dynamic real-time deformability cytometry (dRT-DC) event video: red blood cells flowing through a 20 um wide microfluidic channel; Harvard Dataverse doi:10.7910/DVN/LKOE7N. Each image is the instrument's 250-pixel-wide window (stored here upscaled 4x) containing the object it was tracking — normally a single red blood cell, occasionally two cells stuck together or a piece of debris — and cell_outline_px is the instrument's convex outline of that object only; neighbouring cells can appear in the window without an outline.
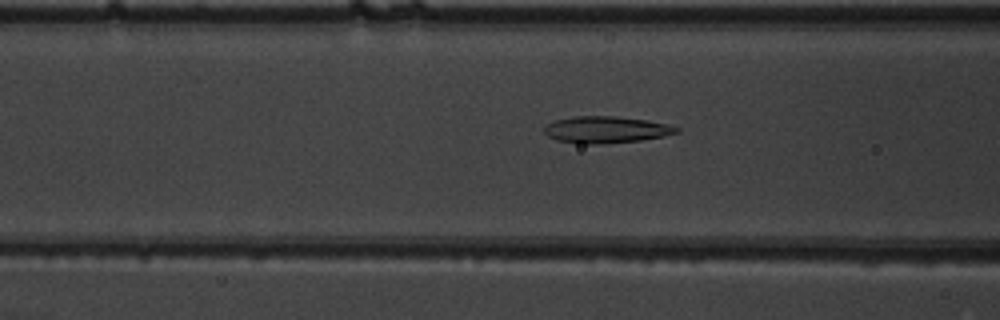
{"species": "common noctule bat (a hibernating species)", "species_latin": "Nyctalus noctula", "temperature_condition": "warm", "stored_images_in_passage": 52, "camera_frame_rate_fps": 3000, "um_per_image_px": 0.085, "animal": {"sex": "male", "body_mass_g": 19.5, "forearm_length_mm": 54.6}, "frame": {"image": 1, "passage_image": 21, "time_ms": 6.667, "image_size_px": [1000, 320], "cell_outline_px": [[680, 132], [664, 136], [640, 140], [604, 144], [580, 144], [556, 140], [548, 136], [544, 132], [544, 128], [548, 124], [556, 120], [572, 116], [612, 116], [648, 120], [672, 124], [680, 128]], "centroid_in_image_um": [51.56, 11.02], "position_along_channel_um": 115.0, "area_um2": 20.81}}
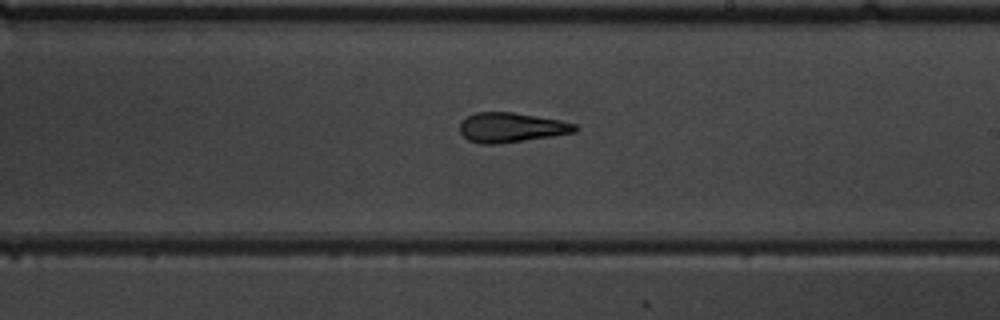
{"frame": {"image": 2, "passage_image": 31, "time_ms": 10.0, "image_size_px": [1000, 320], "cell_outline_px": [[580, 128], [576, 132], [552, 136], [496, 144], [480, 144], [468, 140], [460, 132], [460, 120], [476, 112], [512, 112], [560, 120], [576, 124]], "centroid_in_image_um": [43.45, 10.83], "position_along_channel_um": 245.5, "area_um2": 19.94}}
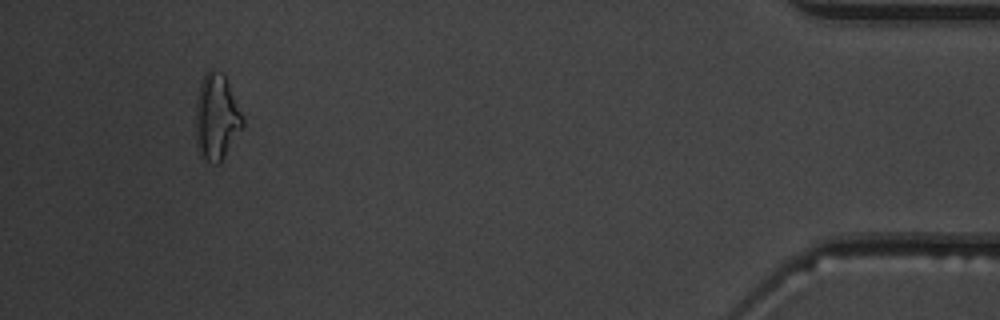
{"frame": {"image": 3, "passage_image": 49, "time_ms": 16.0, "image_size_px": [1000, 320], "cell_outline_px": [[244, 124], [220, 164], [216, 164], [208, 160], [204, 156], [196, 144], [196, 100], [200, 84], [204, 76], [212, 68], [224, 72], [228, 80], [244, 116]], "centroid_in_image_um": [18.44, 9.9], "position_along_channel_um": 416.8, "area_um2": 23.58}, "authors_computed_cell_mechanics": {"area_um2": 20.808, "velocity_mm_per_s": 3.932, "shape_relaxation_time_tau1_ms": null, "shape_relaxation_time_tau2_ms": 2.2448, "deformation_change_tau1": null, "deformation_change_tau2": 0.1121}}